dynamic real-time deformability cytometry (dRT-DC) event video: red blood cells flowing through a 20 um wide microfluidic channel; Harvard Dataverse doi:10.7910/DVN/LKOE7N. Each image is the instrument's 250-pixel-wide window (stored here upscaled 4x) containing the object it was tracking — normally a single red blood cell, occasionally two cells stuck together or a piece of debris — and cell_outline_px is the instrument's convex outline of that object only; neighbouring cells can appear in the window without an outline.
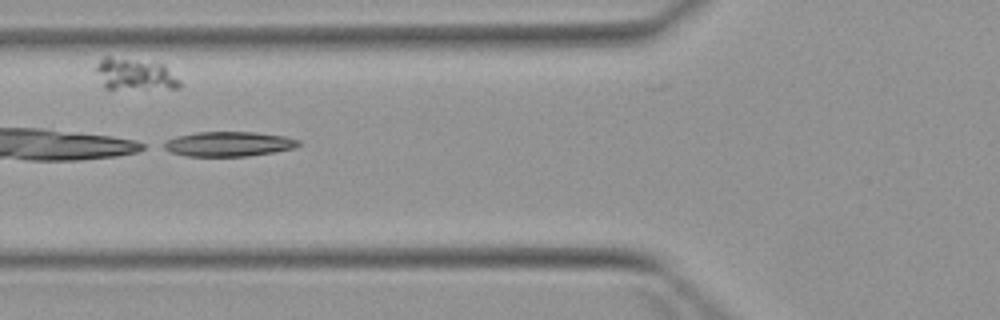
{"species": "Egyptian fruit bat (a non-hibernating species)", "species_latin": "Rousettus aegyptiacus", "temperature_condition": "warm", "stored_images_in_passage": 7, "camera_frame_rate_fps": 3000, "um_per_image_px": 0.085, "animal": {"sex": "female"}, "frame": {"image": 1, "passage_image": 4, "time_ms": 4.667, "image_size_px": [1000, 320], "cell_outline_px": [[300, 144], [296, 148], [248, 156], [184, 156], [168, 152], [160, 148], [156, 144], [164, 140], [176, 136], [196, 132], [252, 132], [284, 136], [300, 140]], "centroid_in_image_um": [19.29, 12.24], "position_along_channel_um": 106.5, "area_um2": 19.88}}
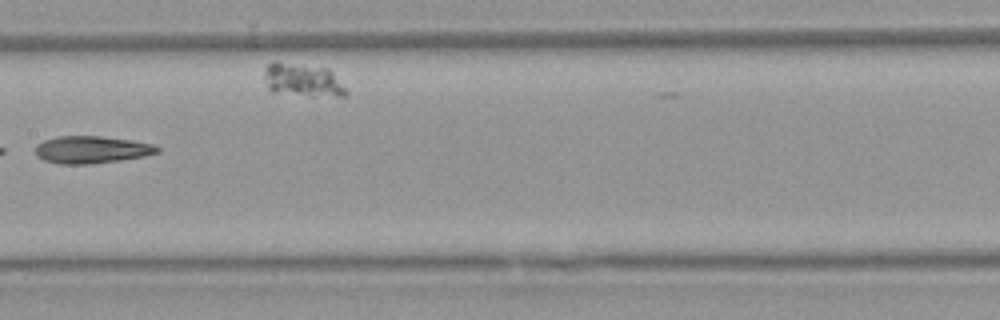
{"frame": {"image": 2, "passage_image": 6, "time_ms": 7.0, "image_size_px": [1000, 320], "cell_outline_px": [[160, 152], [144, 156], [120, 160], [88, 164], [60, 164], [44, 160], [36, 156], [36, 144], [44, 140], [56, 136], [100, 136], [132, 140], [152, 144], [160, 148]], "centroid_in_image_um": [7.77, 12.72], "position_along_channel_um": 199.6, "area_um2": 19.42}}